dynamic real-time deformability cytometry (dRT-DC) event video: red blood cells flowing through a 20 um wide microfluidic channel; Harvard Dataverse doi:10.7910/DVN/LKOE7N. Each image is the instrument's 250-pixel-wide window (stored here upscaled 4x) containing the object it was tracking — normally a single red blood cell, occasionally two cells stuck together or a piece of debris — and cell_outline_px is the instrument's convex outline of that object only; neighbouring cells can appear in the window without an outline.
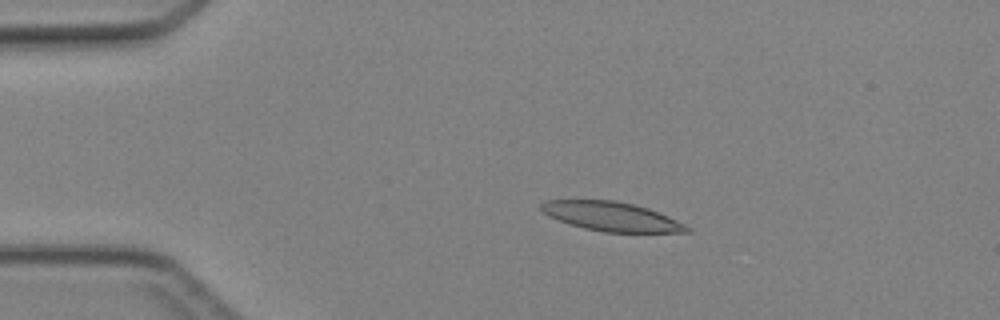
{"species": "Egyptian fruit bat (a non-hibernating species)", "species_latin": "Rousettus aegyptiacus", "temperature_condition": "cold", "stored_images_in_passage": 28, "camera_frame_rate_fps": 3000, "um_per_image_px": 0.085, "animal": {"sex": "female"}, "frame": {"image": 1, "passage_image": 8, "time_ms": 2.333, "image_size_px": [1000, 320], "cell_outline_px": [[692, 232], [604, 232], [584, 228], [548, 216], [540, 212], [540, 204], [544, 200], [612, 200], [632, 204], [648, 208], [668, 216], [692, 228]], "centroid_in_image_um": [51.96, 18.4], "position_along_channel_um": 33.0, "area_um2": 24.62}}
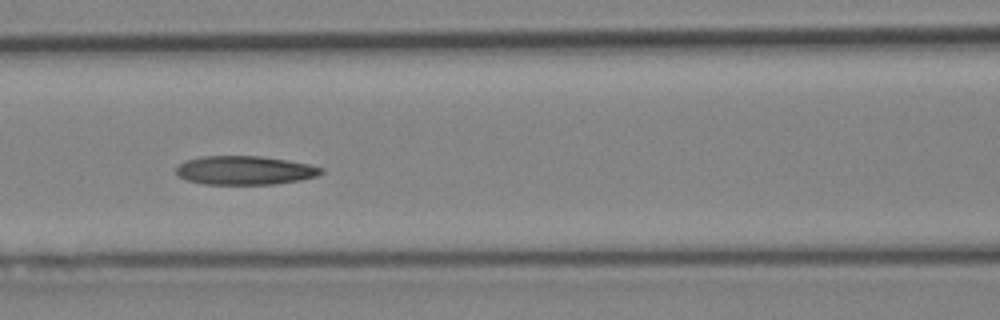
{"frame": {"image": 2, "passage_image": 19, "time_ms": 6.0, "image_size_px": [1000, 320], "cell_outline_px": [[324, 172], [316, 176], [300, 180], [276, 184], [204, 184], [188, 180], [176, 176], [176, 168], [184, 160], [200, 156], [260, 156], [308, 164], [324, 168]], "centroid_in_image_um": [20.78, 14.48], "position_along_channel_um": 145.8, "area_um2": 24.33}}
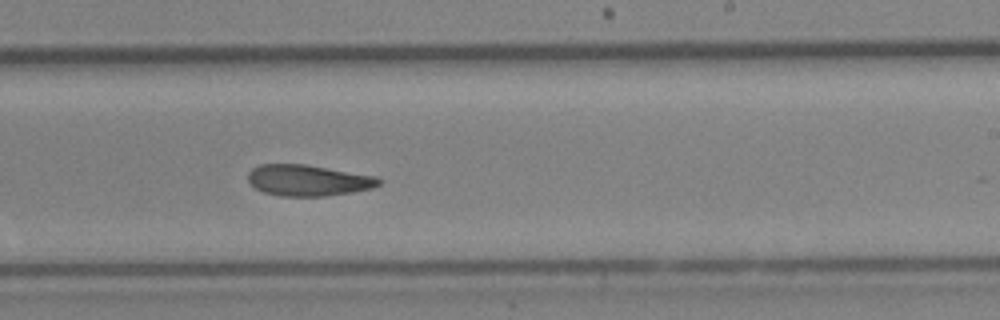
{"frame": {"image": 3, "passage_image": 27, "time_ms": 8.667, "image_size_px": [1000, 320], "cell_outline_px": [[384, 180], [380, 184], [372, 188], [352, 192], [324, 196], [280, 196], [264, 192], [256, 188], [248, 180], [248, 172], [252, 168], [260, 164], [304, 164], [376, 176]], "centroid_in_image_um": [26.2, 15.32], "position_along_channel_um": 262.8, "area_um2": 23.7}}